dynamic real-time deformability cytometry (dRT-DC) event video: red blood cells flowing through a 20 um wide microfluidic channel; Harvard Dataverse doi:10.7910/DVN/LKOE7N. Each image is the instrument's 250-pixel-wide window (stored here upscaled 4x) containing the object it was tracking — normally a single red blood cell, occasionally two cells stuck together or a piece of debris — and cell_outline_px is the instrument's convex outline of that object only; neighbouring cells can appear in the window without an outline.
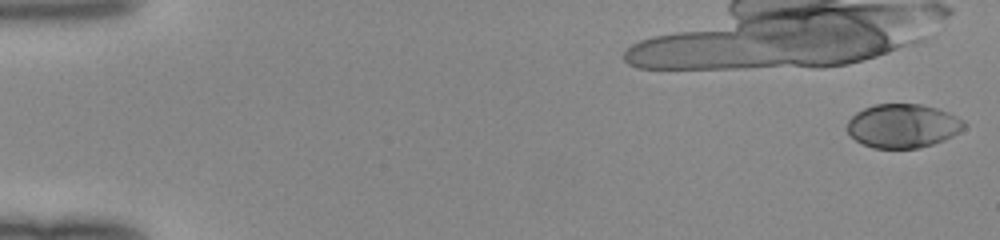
{"species": "human", "species_latin": "Homo sapiens", "temperature_condition": "room temperature", "stored_images_in_passage": 21, "camera_frame_rate_fps": 3000, "um_per_image_px": 0.085, "donor": {"sex": "female"}, "frame": {"image": 1, "passage_image": 1, "time_ms": 0.0, "image_size_px": [1000, 240], "cell_outline_px": [[968, 124], [960, 132], [944, 140], [932, 144], [916, 148], [872, 148], [856, 140], [848, 132], [848, 120], [856, 112], [864, 108], [876, 104], [920, 104], [936, 108], [948, 112], [964, 120]], "centroid_in_image_um": [76.77, 10.69], "position_along_channel_um": 8.2, "area_um2": 29.82}}
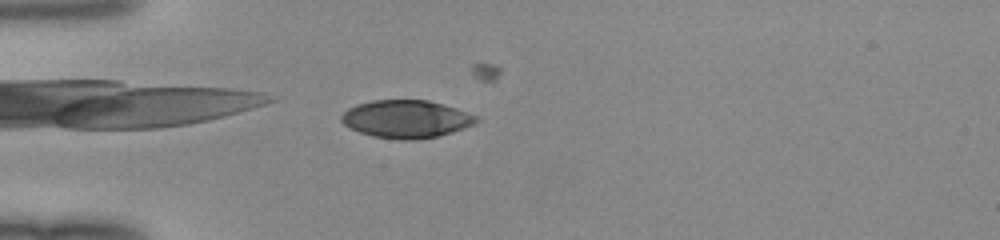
{"frame": {"image": 2, "passage_image": 15, "time_ms": 4.667, "image_size_px": [1000, 240], "cell_outline_px": [[480, 120], [464, 128], [452, 132], [436, 136], [412, 140], [400, 140], [372, 136], [360, 132], [344, 124], [340, 120], [340, 116], [348, 108], [356, 104], [372, 100], [428, 100], [444, 104], [480, 116]], "centroid_in_image_um": [34.54, 10.11], "position_along_channel_um": 50.5, "area_um2": 29.77}}
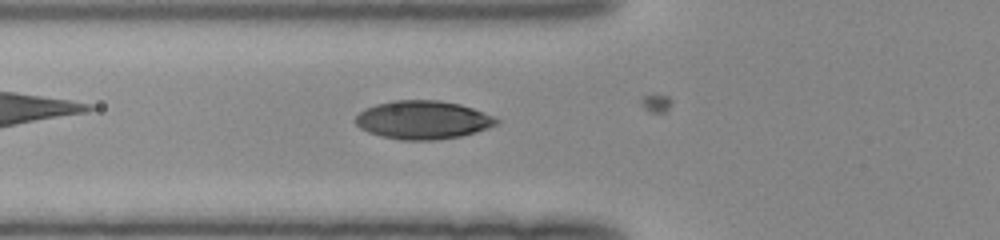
{"frame": {"image": 3, "passage_image": 19, "time_ms": 6.0, "image_size_px": [1000, 240], "cell_outline_px": [[500, 120], [496, 124], [488, 128], [476, 132], [460, 136], [436, 140], [400, 140], [380, 136], [368, 132], [360, 128], [356, 124], [356, 116], [364, 108], [376, 104], [392, 100], [440, 100], [460, 104], [472, 108], [492, 116]], "centroid_in_image_um": [35.92, 10.19], "position_along_channel_um": 89.9, "area_um2": 31.56}}